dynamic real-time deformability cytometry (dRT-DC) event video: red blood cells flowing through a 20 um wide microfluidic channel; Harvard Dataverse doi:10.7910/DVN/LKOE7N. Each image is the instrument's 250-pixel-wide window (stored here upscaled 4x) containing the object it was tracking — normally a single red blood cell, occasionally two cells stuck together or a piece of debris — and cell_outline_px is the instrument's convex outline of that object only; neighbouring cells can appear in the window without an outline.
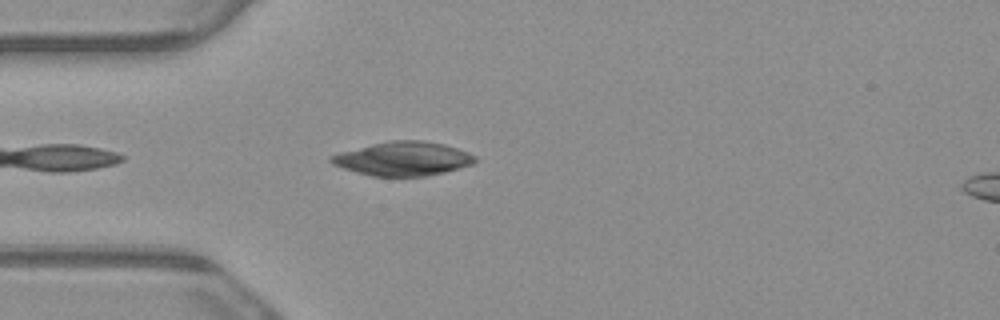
{"species": "common noctule bat (a hibernating species)", "species_latin": "Nyctalus noctula", "temperature_condition": "warm", "stored_images_in_passage": 4, "camera_frame_rate_fps": 3000, "um_per_image_px": 0.085, "animal": {"sex": "male", "body_mass_g": 23.1, "forearm_length_mm": 52.7}, "frame": {"image": 1, "passage_image": 4, "time_ms": 1.0, "image_size_px": [1000, 320], "cell_outline_px": [[476, 160], [472, 164], [460, 168], [444, 172], [424, 176], [372, 176], [356, 172], [332, 164], [328, 160], [328, 156], [340, 152], [372, 144], [392, 140], [424, 140], [444, 144], [468, 152], [476, 156]], "centroid_in_image_um": [34.25, 13.48], "position_along_channel_um": 50.8, "area_um2": 28.38}}